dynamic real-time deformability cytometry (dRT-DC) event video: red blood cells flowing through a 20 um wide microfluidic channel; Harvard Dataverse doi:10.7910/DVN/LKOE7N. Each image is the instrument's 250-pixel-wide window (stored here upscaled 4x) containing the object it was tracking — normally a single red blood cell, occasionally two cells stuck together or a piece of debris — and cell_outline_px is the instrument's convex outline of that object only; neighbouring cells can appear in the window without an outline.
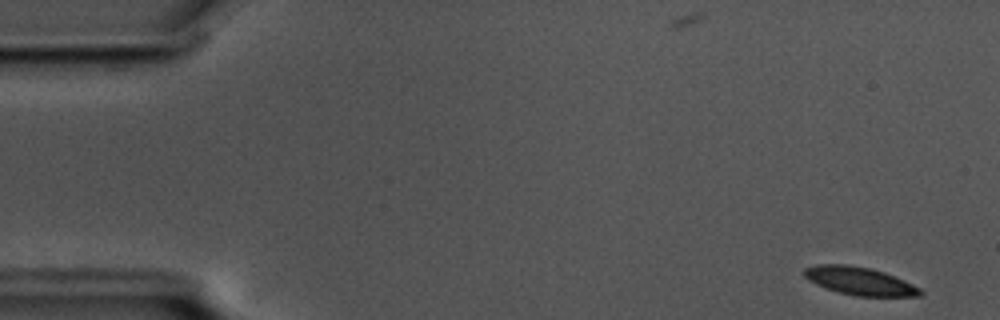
{"species": "common noctule bat (a hibernating species)", "species_latin": "Nyctalus noctula", "temperature_condition": "cold", "stored_images_in_passage": 55, "camera_frame_rate_fps": 3000, "um_per_image_px": 0.085, "animal": {"sex": "male", "body_mass_g": 17.5, "forearm_length_mm": 52.3}, "frame": {"image": 1, "passage_image": 1, "time_ms": 0.0, "image_size_px": [1000, 320], "cell_outline_px": [[924, 292], [920, 296], [856, 296], [840, 292], [816, 284], [808, 280], [804, 276], [804, 268], [816, 264], [848, 264], [872, 268], [884, 272], [904, 280], [920, 288]], "centroid_in_image_um": [73.07, 23.87], "position_along_channel_um": 11.9, "area_um2": 18.9}}
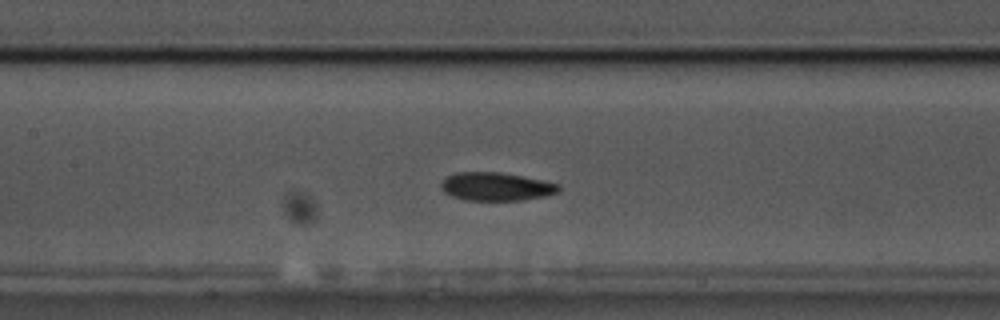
{"frame": {"image": 2, "passage_image": 24, "time_ms": 7.667, "image_size_px": [1000, 320], "cell_outline_px": [[560, 188], [556, 192], [548, 196], [520, 200], [464, 200], [452, 196], [444, 192], [440, 188], [440, 184], [448, 176], [456, 172], [500, 172], [544, 180], [560, 184]], "centroid_in_image_um": [42.18, 15.86], "position_along_channel_um": 165.2, "area_um2": 19.42}}
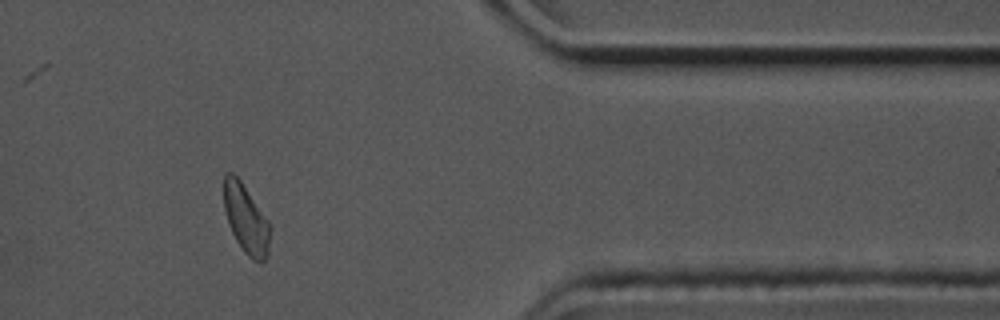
{"frame": {"image": 3, "passage_image": 45, "time_ms": 14.667, "image_size_px": [1000, 320], "cell_outline_px": [[268, 256], [260, 264], [252, 260], [244, 252], [236, 240], [228, 224], [224, 208], [224, 172], [232, 172], [240, 180], [268, 220]], "centroid_in_image_um": [20.88, 18.62], "position_along_channel_um": 390.5, "area_um2": 18.26}, "authors_computed_cell_mechanics": {"area_um2": 19.4786, "velocity_mm_per_s": 3.5524, "shape_relaxation_time_tau1_ms": 3.8228, "shape_relaxation_time_tau2_ms": 4.4614, "deformation_change_tau1": 0.088, "deformation_change_tau2": 0.0911}}